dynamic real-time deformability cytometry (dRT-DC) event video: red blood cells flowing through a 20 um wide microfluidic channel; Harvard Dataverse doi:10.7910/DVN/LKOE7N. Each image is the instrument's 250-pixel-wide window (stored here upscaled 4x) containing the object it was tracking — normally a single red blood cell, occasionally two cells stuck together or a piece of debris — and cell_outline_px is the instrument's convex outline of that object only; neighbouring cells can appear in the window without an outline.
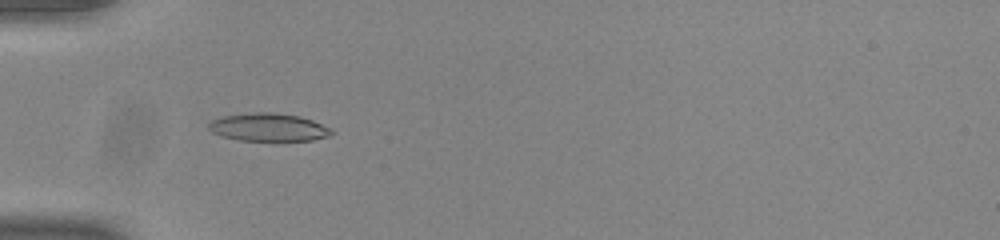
{"species": "common noctule bat (a hibernating species)", "species_latin": "Nyctalus noctula", "temperature_condition": "room temperature", "stored_images_in_passage": 35, "camera_frame_rate_fps": 3000, "um_per_image_px": 0.085, "animal": {"sex": "male", "body_mass_g": 20.0, "forearm_length_mm": 53.3}, "frame": {"image": 1, "passage_image": 2, "time_ms": 0.333, "image_size_px": [1000, 240], "cell_outline_px": [[336, 132], [328, 136], [312, 140], [240, 140], [220, 136], [212, 132], [208, 128], [208, 124], [212, 120], [224, 116], [256, 112], [272, 112], [300, 116], [312, 120], [332, 128]], "centroid_in_image_um": [22.84, 10.81], "position_along_channel_um": 62.2, "area_um2": 19.94}}
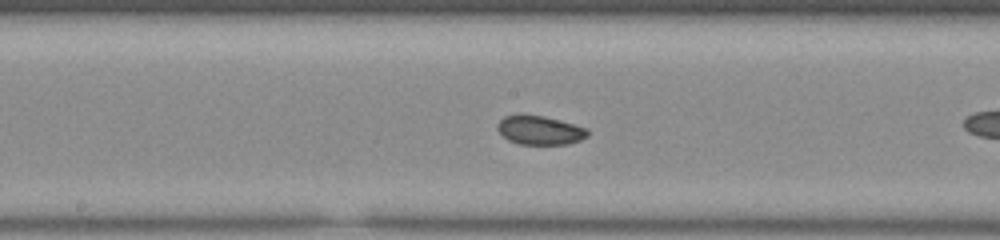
{"frame": {"image": 2, "passage_image": 10, "time_ms": 3.0, "image_size_px": [1000, 240], "cell_outline_px": [[588, 136], [580, 140], [568, 144], [520, 144], [508, 140], [496, 128], [496, 124], [504, 116], [520, 112], [544, 116], [588, 128]], "centroid_in_image_um": [45.85, 11.04], "position_along_channel_um": 202.4, "area_um2": 15.49}}
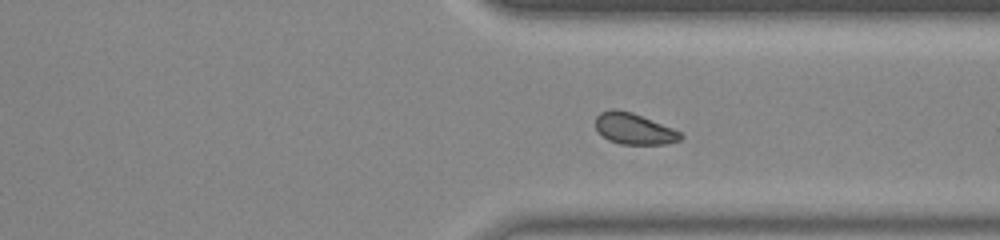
{"frame": {"image": 3, "passage_image": 22, "time_ms": 7.0, "image_size_px": [1000, 240], "cell_outline_px": [[684, 136], [680, 140], [664, 144], [620, 144], [608, 140], [596, 128], [596, 116], [600, 112], [612, 108], [616, 108], [632, 112], [672, 128], [680, 132]], "centroid_in_image_um": [53.88, 10.93], "position_along_channel_um": 357.5, "area_um2": 15.37}, "authors_computed_cell_mechanics": {"area_um2": 15.5482, "velocity_mm_per_s": 3.871, "shape_relaxation_time_tau1_ms": 3.9672, "shape_relaxation_time_tau2_ms": 2.562, "deformation_change_tau1": 0.062, "deformation_change_tau2": 0.0466}}